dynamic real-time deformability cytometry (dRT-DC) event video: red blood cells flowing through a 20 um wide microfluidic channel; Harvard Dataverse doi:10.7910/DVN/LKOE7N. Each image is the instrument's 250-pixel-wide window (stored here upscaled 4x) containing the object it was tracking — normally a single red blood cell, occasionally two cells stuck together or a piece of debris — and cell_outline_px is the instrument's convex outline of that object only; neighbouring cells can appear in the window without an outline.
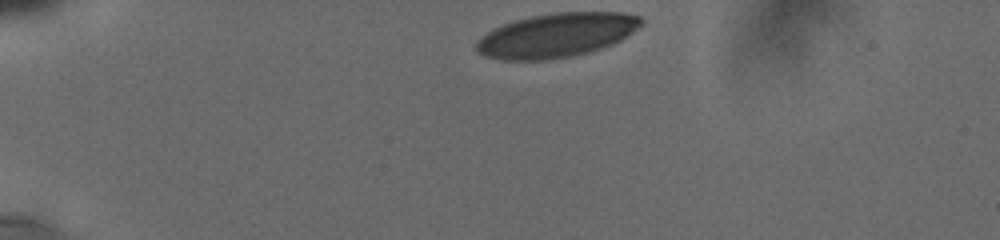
{"species": "human", "species_latin": "Homo sapiens", "temperature_condition": "cold", "stored_images_in_passage": 54, "camera_frame_rate_fps": 3000, "um_per_image_px": 0.085, "donor": {"sex": "male"}, "frame": {"image": 1, "passage_image": 1, "time_ms": 0.0, "image_size_px": [1000, 240], "cell_outline_px": [[644, 24], [620, 40], [612, 44], [588, 52], [572, 56], [544, 60], [500, 60], [484, 56], [476, 48], [476, 40], [480, 36], [492, 28], [516, 20], [532, 16], [556, 12], [620, 12], [640, 16], [644, 20]], "centroid_in_image_um": [47.29, 2.99], "position_along_channel_um": 37.7, "area_um2": 42.43}}
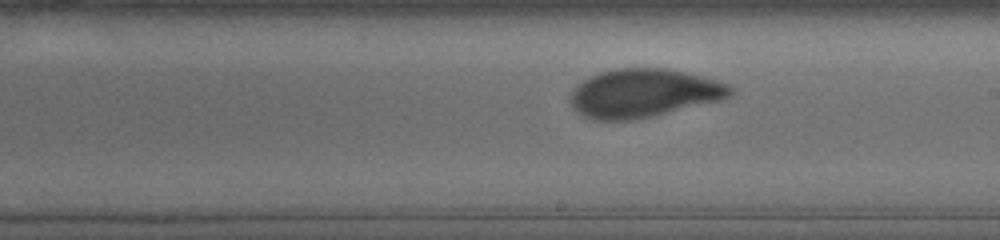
{"frame": {"image": 2, "passage_image": 31, "time_ms": 7.0, "image_size_px": [1000, 240], "cell_outline_px": [[736, 92], [732, 96], [720, 100], [652, 116], [632, 120], [596, 120], [584, 116], [576, 112], [572, 108], [572, 92], [576, 84], [600, 72], [616, 68], [664, 68], [684, 72], [720, 80], [736, 88]], "centroid_in_image_um": [54.76, 7.91], "position_along_channel_um": 234.2, "area_um2": 45.2}}
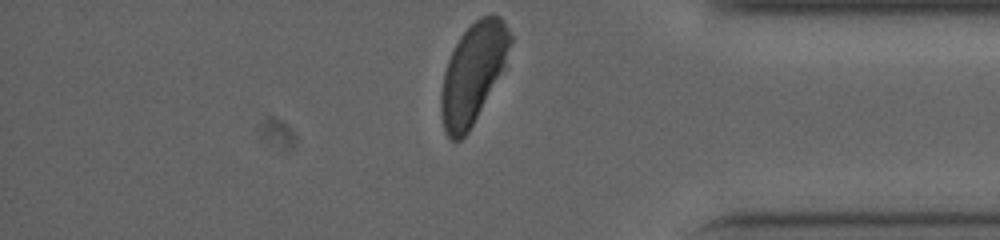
{"frame": {"image": 3, "passage_image": 53, "time_ms": 11.667, "image_size_px": [1000, 240], "cell_outline_px": [[512, 40], [504, 68], [468, 132], [460, 140], [452, 140], [448, 136], [444, 128], [440, 112], [440, 92], [444, 72], [448, 60], [460, 36], [480, 16], [500, 16], [504, 20], [512, 36]], "centroid_in_image_um": [40.2, 6.22], "position_along_channel_um": 395.0, "area_um2": 39.71}, "authors_computed_cell_mechanics": {"area_um2": 44.1881, "velocity_mm_per_s": 3.7406, "shape_relaxation_time_tau1_ms": 4.14, "shape_relaxation_time_tau2_ms": null, "deformation_change_tau1": 0.1681, "deformation_change_tau2": null}}